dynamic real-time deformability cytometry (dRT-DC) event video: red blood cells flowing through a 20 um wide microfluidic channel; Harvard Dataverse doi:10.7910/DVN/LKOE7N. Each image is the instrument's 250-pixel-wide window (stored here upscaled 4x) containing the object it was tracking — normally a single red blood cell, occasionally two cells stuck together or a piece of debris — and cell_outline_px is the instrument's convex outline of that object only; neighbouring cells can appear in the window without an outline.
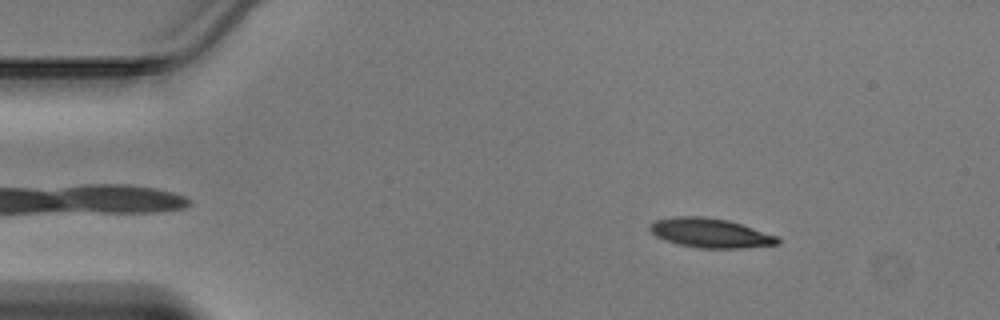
{"species": "Egyptian fruit bat (a non-hibernating species)", "species_latin": "Rousettus aegyptiacus", "temperature_condition": "warm", "stored_images_in_passage": 45, "camera_frame_rate_fps": 3000, "um_per_image_px": 0.085, "animal": {"sex": "male"}, "frame": {"image": 1, "passage_image": 6, "time_ms": 1.667, "image_size_px": [1000, 320], "cell_outline_px": [[780, 244], [744, 248], [700, 248], [680, 244], [656, 236], [648, 228], [648, 224], [656, 220], [676, 216], [704, 216], [728, 220], [776, 236], [780, 240]], "centroid_in_image_um": [60.37, 19.8], "position_along_channel_um": 24.6, "area_um2": 21.62}}
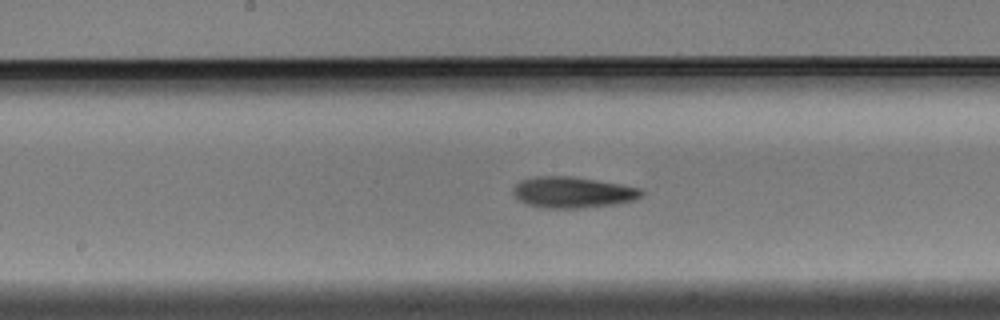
{"frame": {"image": 2, "passage_image": 23, "time_ms": 7.333, "image_size_px": [1000, 320], "cell_outline_px": [[644, 196], [636, 200], [616, 204], [580, 208], [544, 208], [528, 204], [520, 200], [512, 192], [512, 188], [520, 180], [536, 176], [572, 176], [620, 184], [640, 188], [644, 192]], "centroid_in_image_um": [48.71, 16.35], "position_along_channel_um": 199.5, "area_um2": 23.35}}
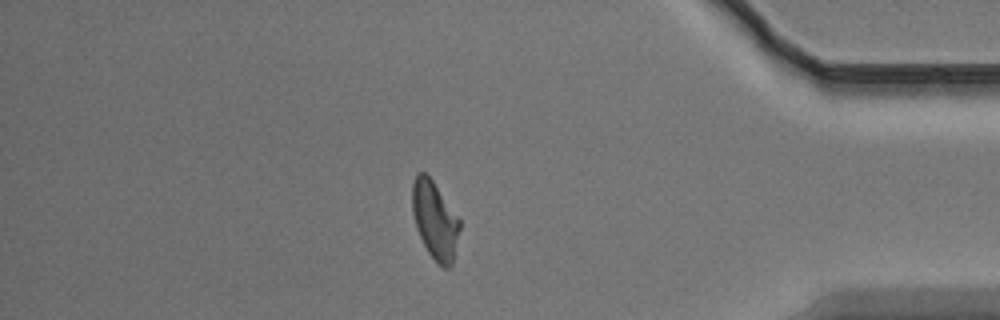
{"frame": {"image": 3, "passage_image": 39, "time_ms": 12.667, "image_size_px": [1000, 320], "cell_outline_px": [[460, 228], [452, 264], [448, 268], [444, 268], [428, 252], [416, 228], [412, 212], [412, 180], [416, 172], [424, 172], [432, 180], [460, 220]], "centroid_in_image_um": [36.94, 18.68], "position_along_channel_um": 398.3, "area_um2": 21.21}}